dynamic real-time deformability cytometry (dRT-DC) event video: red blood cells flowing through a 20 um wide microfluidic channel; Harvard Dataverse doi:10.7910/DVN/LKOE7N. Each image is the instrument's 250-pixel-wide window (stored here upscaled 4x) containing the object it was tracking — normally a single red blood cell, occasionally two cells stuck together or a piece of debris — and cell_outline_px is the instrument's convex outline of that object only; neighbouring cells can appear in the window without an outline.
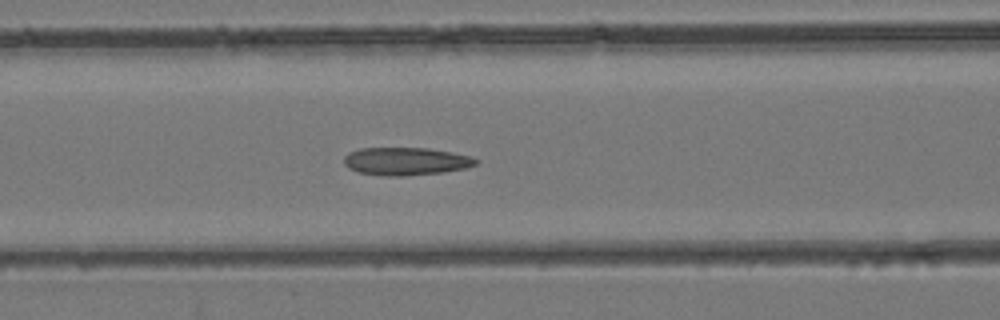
{"species": "common noctule bat (a hibernating species)", "species_latin": "Nyctalus noctula", "temperature_condition": "room temperature", "stored_images_in_passage": 44, "camera_frame_rate_fps": 3000, "um_per_image_px": 0.085, "animal": {"sex": "female", "body_mass_g": 24.6, "forearm_length_mm": 56.2}, "frame": {"image": 1, "passage_image": 19, "time_ms": 6.0, "image_size_px": [1000, 320], "cell_outline_px": [[480, 160], [476, 164], [468, 168], [444, 172], [404, 176], [384, 176], [356, 172], [348, 168], [344, 164], [344, 156], [348, 152], [360, 148], [428, 148], [452, 152], [472, 156]], "centroid_in_image_um": [34.51, 13.71], "position_along_channel_um": 132.1, "area_um2": 21.73}}
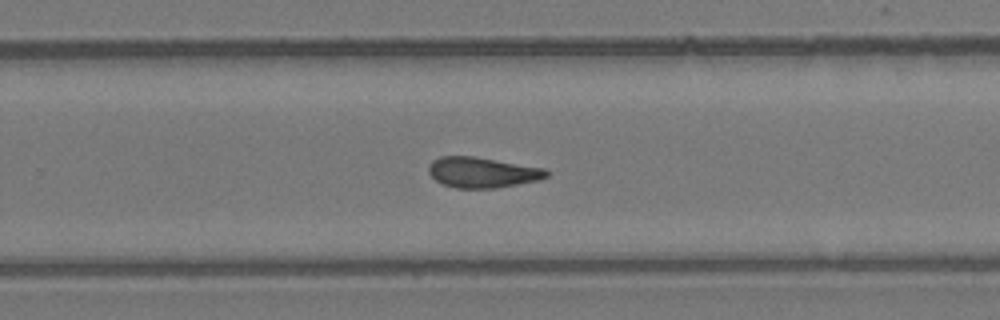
{"frame": {"image": 2, "passage_image": 29, "time_ms": 9.333, "image_size_px": [1000, 320], "cell_outline_px": [[548, 176], [540, 180], [496, 188], [456, 188], [440, 184], [428, 172], [428, 164], [432, 160], [440, 156], [472, 156], [544, 168], [548, 172]], "centroid_in_image_um": [40.96, 14.66], "position_along_channel_um": 288.8, "area_um2": 20.98}}
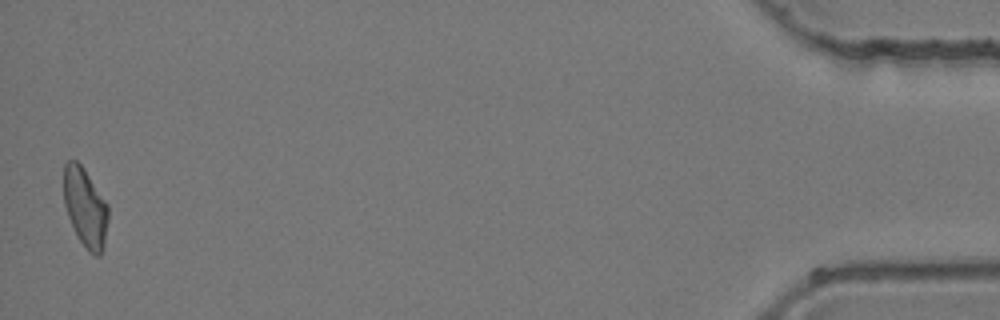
{"frame": {"image": 3, "passage_image": 44, "time_ms": 14.333, "image_size_px": [1000, 320], "cell_outline_px": [[108, 220], [104, 248], [100, 256], [96, 256], [88, 252], [80, 240], [68, 216], [64, 204], [64, 164], [68, 160], [76, 160], [84, 168], [108, 204]], "centroid_in_image_um": [7.26, 17.64], "position_along_channel_um": 427.9, "area_um2": 20.52}}